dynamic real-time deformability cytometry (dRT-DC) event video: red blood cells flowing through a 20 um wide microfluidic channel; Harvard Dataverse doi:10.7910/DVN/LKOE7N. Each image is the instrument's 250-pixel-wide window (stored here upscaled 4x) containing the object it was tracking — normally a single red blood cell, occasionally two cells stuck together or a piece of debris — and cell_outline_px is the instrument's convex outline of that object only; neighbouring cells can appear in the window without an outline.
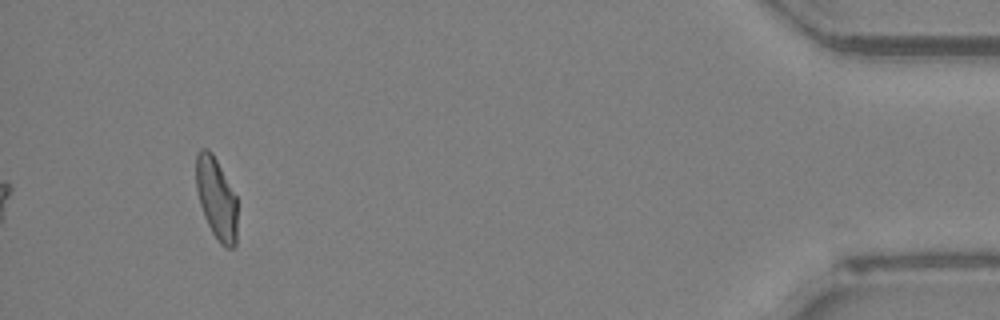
{"species": "Egyptian fruit bat (a non-hibernating species)", "species_latin": "Rousettus aegyptiacus", "temperature_condition": "room temperature", "stored_images_in_passage": 42, "segment_of_instrument_passage": [2, 2], "camera_frame_rate_fps": 3000, "um_per_image_px": 0.085, "animal": {"sex": "female"}, "frame": {"image": 1, "passage_image": 42, "time_ms": 13.667, "image_size_px": [1000, 320], "cell_outline_px": [[236, 244], [232, 248], [228, 248], [220, 244], [212, 232], [204, 216], [200, 204], [196, 188], [196, 152], [200, 148], [208, 148], [212, 152], [236, 196]], "centroid_in_image_um": [18.37, 16.84], "position_along_channel_um": 416.8, "area_um2": 19.54}}